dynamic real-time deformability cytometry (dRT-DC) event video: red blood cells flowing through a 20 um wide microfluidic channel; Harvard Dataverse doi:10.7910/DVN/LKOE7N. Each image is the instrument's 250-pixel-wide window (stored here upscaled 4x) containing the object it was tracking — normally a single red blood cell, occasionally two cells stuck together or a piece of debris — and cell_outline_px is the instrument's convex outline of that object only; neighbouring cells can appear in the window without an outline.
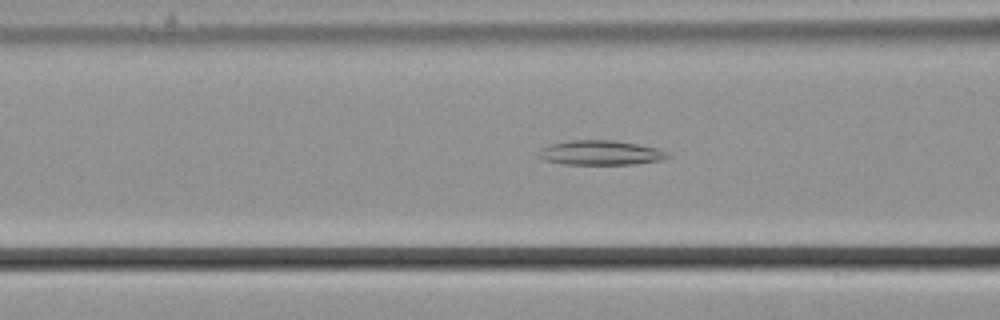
{"species": "common noctule bat (a hibernating species)", "species_latin": "Nyctalus noctula", "temperature_condition": "cold", "stored_images_in_passage": 41, "camera_frame_rate_fps": 3000, "um_per_image_px": 0.085, "animal": {"sex": "male", "body_mass_g": 21.5, "forearm_length_mm": 52.0}, "frame": {"image": 1, "passage_image": 8, "time_ms": 2.333, "image_size_px": [1000, 320], "cell_outline_px": [[672, 156], [664, 160], [636, 164], [564, 164], [544, 160], [540, 156], [544, 148], [552, 144], [572, 140], [612, 140], [636, 144], [656, 148], [668, 152]], "centroid_in_image_um": [51.15, 12.99], "position_along_channel_um": 115.4, "area_um2": 18.21}}
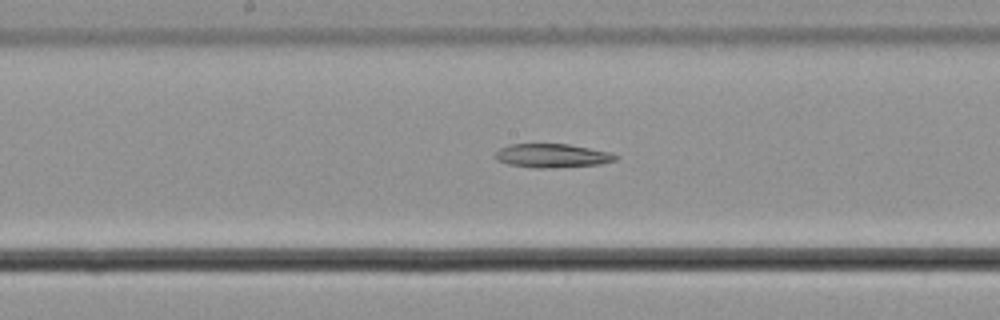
{"frame": {"image": 2, "passage_image": 15, "time_ms": 4.667, "image_size_px": [1000, 320], "cell_outline_px": [[620, 156], [616, 160], [600, 164], [544, 168], [532, 168], [508, 164], [496, 160], [496, 152], [500, 148], [508, 144], [568, 144], [608, 152]], "centroid_in_image_um": [46.91, 13.23], "position_along_channel_um": 201.3, "area_um2": 16.53}}
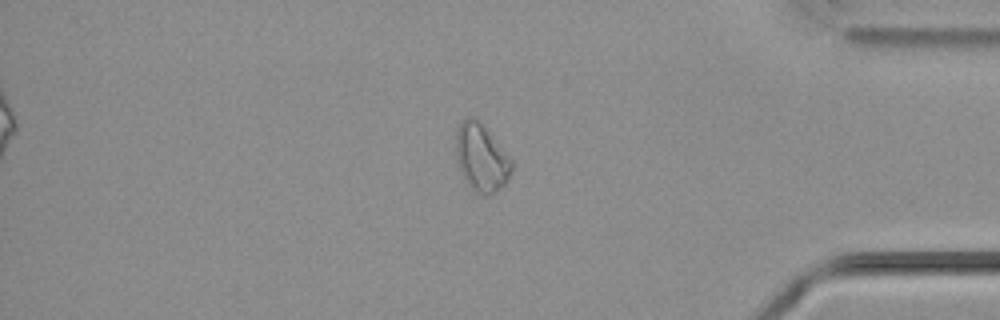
{"frame": {"image": 3, "passage_image": 33, "time_ms": 10.667, "image_size_px": [1000, 320], "cell_outline_px": [[512, 172], [508, 180], [492, 196], [484, 196], [472, 192], [460, 168], [456, 156], [456, 128], [468, 116], [472, 116], [488, 132], [512, 160]], "centroid_in_image_um": [40.91, 13.47], "position_along_channel_um": 394.3, "area_um2": 21.68}}